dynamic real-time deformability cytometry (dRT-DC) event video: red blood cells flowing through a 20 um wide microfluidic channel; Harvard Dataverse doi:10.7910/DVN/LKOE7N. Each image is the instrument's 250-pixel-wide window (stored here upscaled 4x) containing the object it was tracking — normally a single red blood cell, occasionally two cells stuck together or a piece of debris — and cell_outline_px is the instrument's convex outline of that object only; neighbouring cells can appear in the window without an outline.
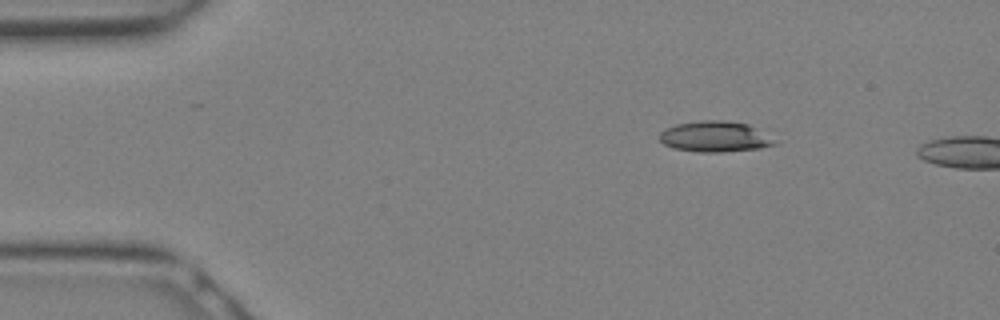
{"species": "Egyptian fruit bat (a non-hibernating species)", "species_latin": "Rousettus aegyptiacus", "temperature_condition": "warm", "stored_images_in_passage": 3, "camera_frame_rate_fps": 3000, "um_per_image_px": 0.085, "animal": {"sex": "female"}, "frame": {"image": 1, "passage_image": 1, "time_ms": 0.0, "image_size_px": [1000, 320], "cell_outline_px": [[776, 144], [760, 148], [720, 152], [700, 152], [676, 148], [664, 144], [660, 140], [660, 132], [676, 124], [700, 120], [724, 120], [748, 124], [756, 128], [772, 140]], "centroid_in_image_um": [60.73, 11.6], "position_along_channel_um": 24.3, "area_um2": 20.17}}